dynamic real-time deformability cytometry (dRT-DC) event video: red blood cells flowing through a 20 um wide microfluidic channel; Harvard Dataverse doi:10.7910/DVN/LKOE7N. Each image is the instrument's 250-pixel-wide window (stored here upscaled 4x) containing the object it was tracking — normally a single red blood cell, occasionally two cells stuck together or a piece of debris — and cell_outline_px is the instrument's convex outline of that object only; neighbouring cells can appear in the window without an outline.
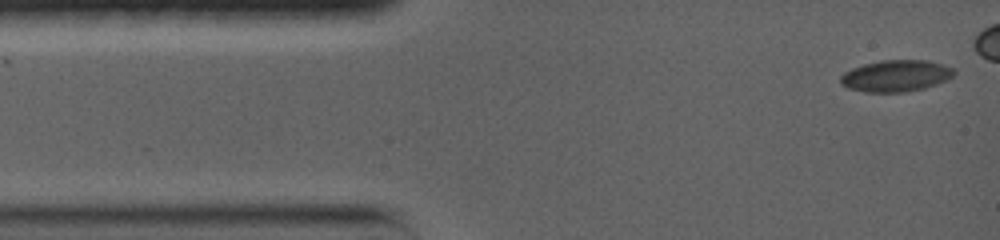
{"species": "common noctule bat (a hibernating species)", "species_latin": "Nyctalus noctula", "temperature_condition": "warm", "stored_images_in_passage": 35, "camera_frame_rate_fps": 5000, "um_per_image_px": 0.085, "animal": {"sex": "female", "body_mass_g": 19.0, "forearm_length_mm": 56.7}, "frame": {"image": 1, "passage_image": 1, "time_ms": 0.0, "image_size_px": [1000, 240], "cell_outline_px": [[956, 72], [948, 80], [924, 88], [904, 92], [864, 92], [848, 88], [840, 84], [840, 76], [844, 72], [852, 68], [864, 64], [880, 60], [928, 60], [952, 68]], "centroid_in_image_um": [76.12, 6.45], "position_along_channel_um": 8.9, "area_um2": 20.92}}
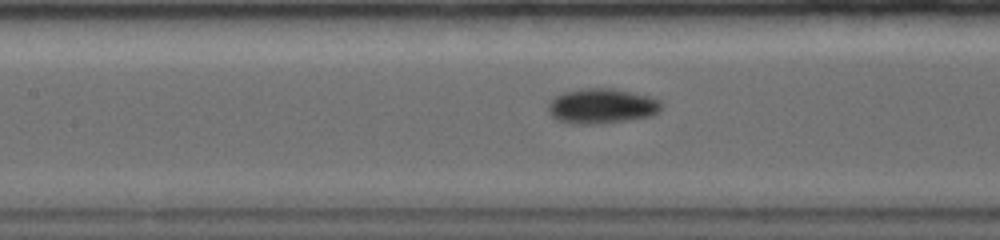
{"frame": {"image": 2, "passage_image": 18, "time_ms": 6.0, "image_size_px": [1000, 240], "cell_outline_px": [[664, 104], [652, 116], [624, 120], [592, 124], [572, 124], [556, 120], [548, 112], [548, 104], [560, 92], [580, 88], [612, 88], [632, 92], [648, 96], [660, 100]], "centroid_in_image_um": [51.11, 9.0], "position_along_channel_um": 156.3, "area_um2": 23.18}}
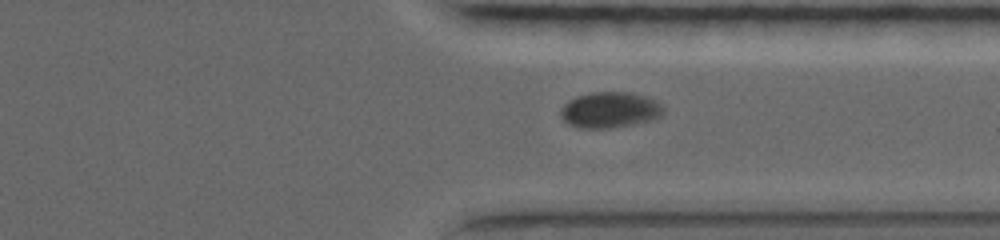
{"frame": {"image": 3, "passage_image": 34, "time_ms": 11.6, "image_size_px": [1000, 240], "cell_outline_px": [[664, 112], [660, 116], [652, 120], [632, 124], [608, 128], [580, 128], [568, 124], [560, 116], [560, 108], [568, 100], [576, 96], [592, 92], [632, 92], [648, 96], [656, 100], [664, 108]], "centroid_in_image_um": [51.83, 9.33], "position_along_channel_um": 359.6, "area_um2": 21.68}}